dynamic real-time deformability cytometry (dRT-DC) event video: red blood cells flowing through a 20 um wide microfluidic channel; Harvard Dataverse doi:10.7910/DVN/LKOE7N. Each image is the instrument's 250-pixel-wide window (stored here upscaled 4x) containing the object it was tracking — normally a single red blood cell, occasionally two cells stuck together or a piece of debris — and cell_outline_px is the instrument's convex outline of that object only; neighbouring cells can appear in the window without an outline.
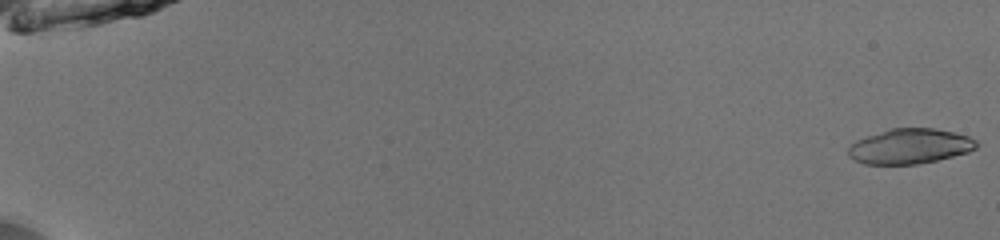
{"species": "common noctule bat (a hibernating species)", "species_latin": "Nyctalus noctula", "temperature_condition": "room temperature", "stored_images_in_passage": 29, "camera_frame_rate_fps": 3000, "um_per_image_px": 0.085, "animal": {"sex": "male", "body_mass_g": 13.0, "forearm_length_mm": 53.1}, "frame": {"image": 1, "passage_image": 1, "time_ms": 0.0, "image_size_px": [1000, 240], "cell_outline_px": [[980, 144], [976, 148], [968, 152], [936, 160], [916, 164], [864, 164], [848, 156], [848, 148], [856, 140], [892, 128], [932, 128], [952, 132], [968, 136], [976, 140]], "centroid_in_image_um": [77.35, 12.43], "position_along_channel_um": 7.6, "area_um2": 25.95}}
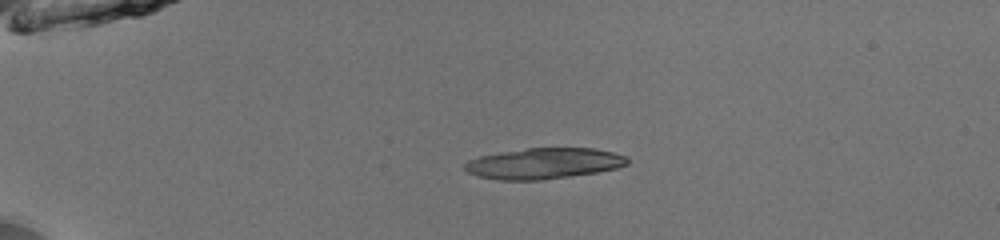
{"frame": {"image": 2, "passage_image": 14, "time_ms": 4.333, "image_size_px": [1000, 240], "cell_outline_px": [[628, 164], [616, 168], [596, 172], [540, 180], [500, 180], [476, 176], [468, 172], [464, 168], [464, 164], [468, 160], [480, 156], [500, 152], [528, 148], [592, 148], [612, 152], [624, 156], [628, 160]], "centroid_in_image_um": [46.18, 13.89], "position_along_channel_um": 38.8, "area_um2": 29.02}}